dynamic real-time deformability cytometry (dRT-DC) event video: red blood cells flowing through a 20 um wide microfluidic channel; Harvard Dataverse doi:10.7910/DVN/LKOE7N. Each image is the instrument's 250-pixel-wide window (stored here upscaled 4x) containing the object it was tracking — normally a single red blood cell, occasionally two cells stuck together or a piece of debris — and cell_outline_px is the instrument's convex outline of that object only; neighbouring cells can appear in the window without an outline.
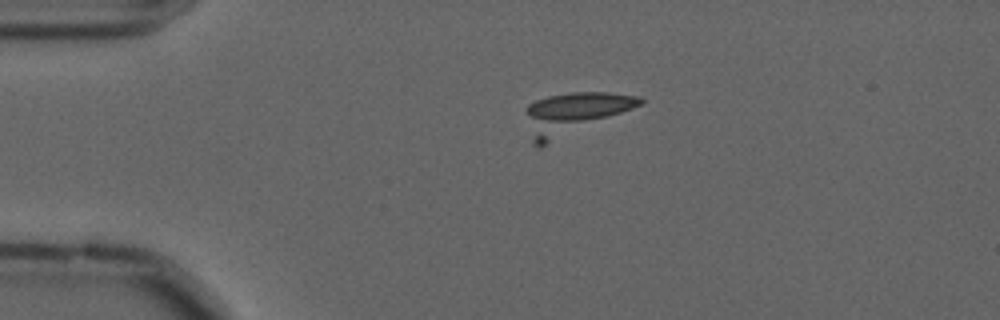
{"species": "common noctule bat (a hibernating species)", "species_latin": "Nyctalus noctula", "temperature_condition": "cold", "stored_images_in_passage": 47, "camera_frame_rate_fps": 3000, "um_per_image_px": 0.085, "animal": {"sex": "male", "forearm_length_mm": 52.5}, "frame": {"image": 1, "passage_image": 2, "time_ms": 0.333, "image_size_px": [1000, 320], "cell_outline_px": [[644, 104], [540, 148], [532, 144], [524, 108], [528, 104], [536, 100], [548, 96], [572, 92], [608, 92], [640, 96], [644, 100]], "centroid_in_image_um": [48.78, 9.65], "position_along_channel_um": 36.2, "area_um2": 28.15}}
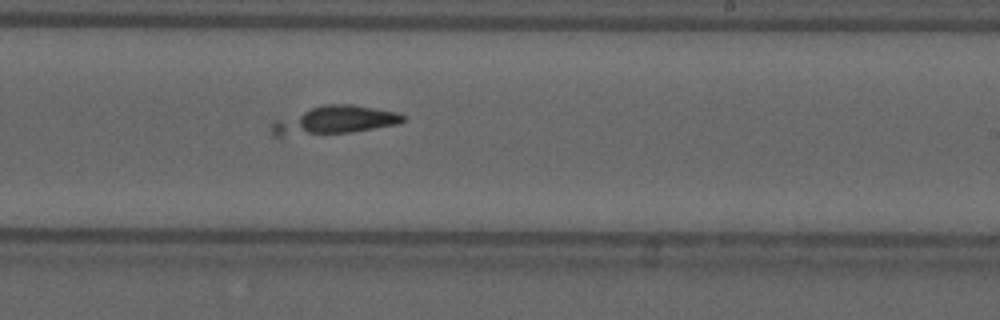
{"frame": {"image": 2, "passage_image": 24, "time_ms": 7.667, "image_size_px": [1000, 320], "cell_outline_px": [[408, 120], [396, 124], [352, 132], [280, 136], [272, 136], [268, 128], [276, 120], [324, 104], [352, 104], [396, 112], [404, 116]], "centroid_in_image_um": [28.43, 10.22], "position_along_channel_um": 260.6, "area_um2": 21.27}}
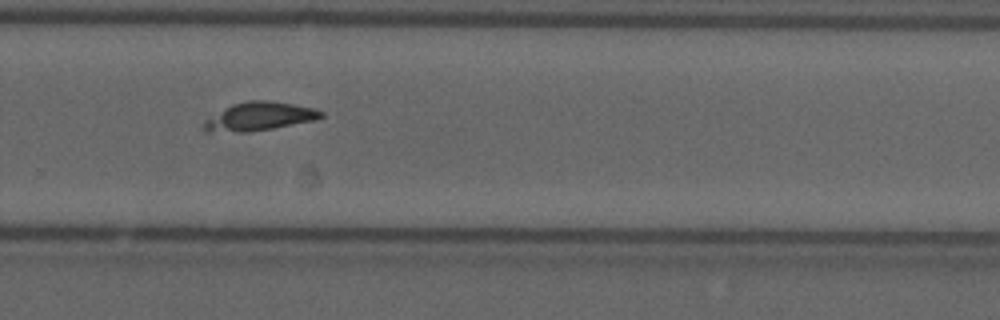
{"frame": {"image": 3, "passage_image": 28, "time_ms": 9.0, "image_size_px": [1000, 320], "cell_outline_px": [[324, 116], [316, 120], [252, 132], [204, 132], [204, 120], [232, 104], [248, 100], [268, 100], [292, 104], [312, 108], [324, 112]], "centroid_in_image_um": [22.03, 9.91], "position_along_channel_um": 307.8, "area_um2": 19.42}}